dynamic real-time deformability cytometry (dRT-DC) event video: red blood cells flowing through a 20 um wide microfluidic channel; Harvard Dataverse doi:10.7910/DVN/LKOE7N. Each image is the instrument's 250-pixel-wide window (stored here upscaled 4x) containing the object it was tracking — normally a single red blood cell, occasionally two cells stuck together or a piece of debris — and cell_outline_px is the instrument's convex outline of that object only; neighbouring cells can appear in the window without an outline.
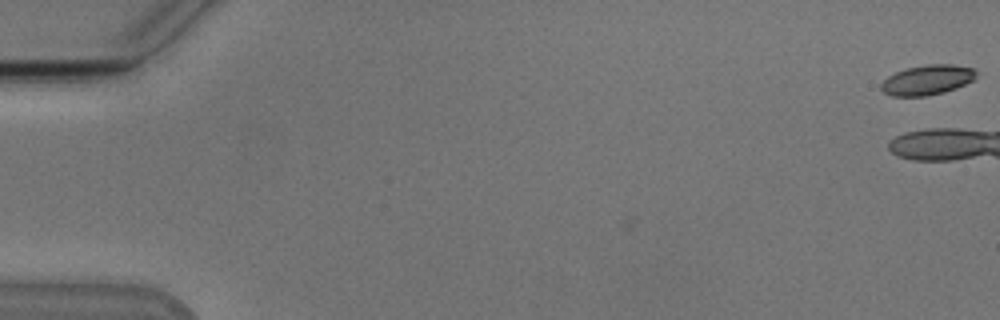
{"species": "Egyptian fruit bat (a non-hibernating species)", "species_latin": "Rousettus aegyptiacus", "temperature_condition": "cold", "stored_images_in_passage": 2, "camera_frame_rate_fps": 3000, "um_per_image_px": 0.085, "animal": {"sex": "male"}, "frame": {"image": 1, "passage_image": 2, "time_ms": 0.333, "image_size_px": [1000, 320], "cell_outline_px": [[976, 76], [972, 80], [956, 88], [944, 92], [924, 96], [892, 96], [884, 92], [880, 88], [880, 84], [888, 76], [896, 72], [908, 68], [928, 64], [952, 64], [976, 68]], "centroid_in_image_um": [78.82, 6.79], "position_along_channel_um": 6.2, "area_um2": 16.53}}